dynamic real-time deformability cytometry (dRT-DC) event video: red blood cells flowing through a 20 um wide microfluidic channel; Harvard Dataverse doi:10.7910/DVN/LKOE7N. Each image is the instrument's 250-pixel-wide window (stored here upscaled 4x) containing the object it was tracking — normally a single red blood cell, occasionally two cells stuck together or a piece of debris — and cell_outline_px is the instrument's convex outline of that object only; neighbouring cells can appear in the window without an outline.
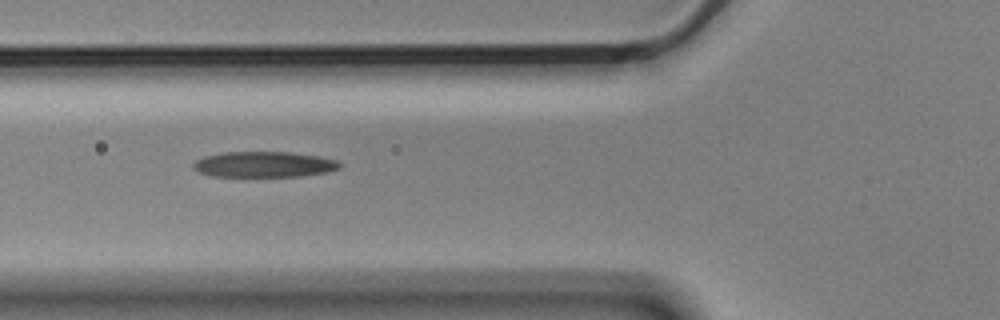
{"species": "Egyptian fruit bat (a non-hibernating species)", "species_latin": "Rousettus aegyptiacus", "temperature_condition": "cold", "stored_images_in_passage": 8, "camera_frame_rate_fps": 3000, "um_per_image_px": 0.085, "animal": {"sex": "male"}, "frame": {"image": 1, "passage_image": 5, "time_ms": 1.333, "image_size_px": [1000, 320], "cell_outline_px": [[340, 168], [328, 172], [300, 176], [212, 176], [200, 172], [192, 168], [192, 164], [196, 160], [204, 156], [224, 152], [292, 152], [316, 156], [336, 160], [340, 164]], "centroid_in_image_um": [22.41, 13.97], "position_along_channel_um": 103.4, "area_um2": 21.79}}
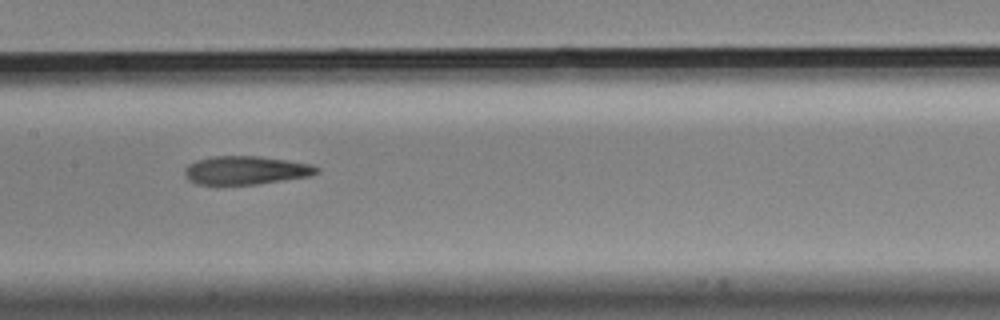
{"frame": {"image": 2, "passage_image": 7, "time_ms": 2.0, "image_size_px": [1000, 320], "cell_outline_px": [[320, 172], [308, 176], [256, 184], [196, 184], [188, 180], [184, 176], [184, 168], [188, 164], [196, 160], [212, 156], [260, 156], [312, 164], [320, 168]], "centroid_in_image_um": [20.86, 14.46], "position_along_channel_um": 186.5, "area_um2": 21.91}}
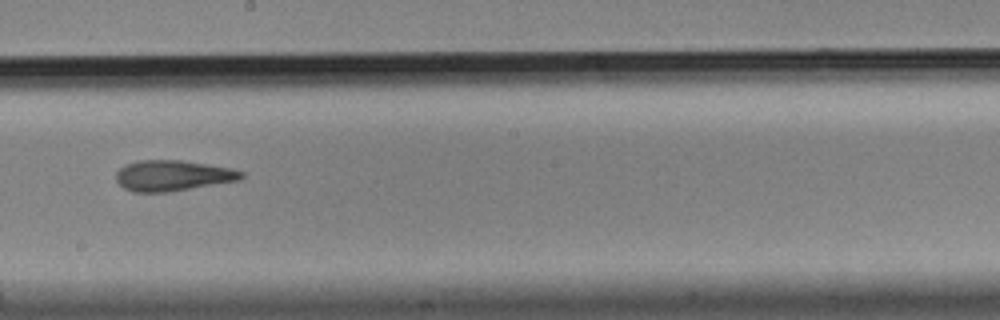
{"frame": {"image": 3, "passage_image": 8, "time_ms": 2.333, "image_size_px": [1000, 320], "cell_outline_px": [[244, 176], [240, 180], [168, 192], [132, 192], [124, 188], [116, 180], [116, 172], [120, 168], [128, 164], [140, 160], [180, 160], [228, 168], [244, 172]], "centroid_in_image_um": [14.66, 14.93], "position_along_channel_um": 233.5, "area_um2": 22.14}}